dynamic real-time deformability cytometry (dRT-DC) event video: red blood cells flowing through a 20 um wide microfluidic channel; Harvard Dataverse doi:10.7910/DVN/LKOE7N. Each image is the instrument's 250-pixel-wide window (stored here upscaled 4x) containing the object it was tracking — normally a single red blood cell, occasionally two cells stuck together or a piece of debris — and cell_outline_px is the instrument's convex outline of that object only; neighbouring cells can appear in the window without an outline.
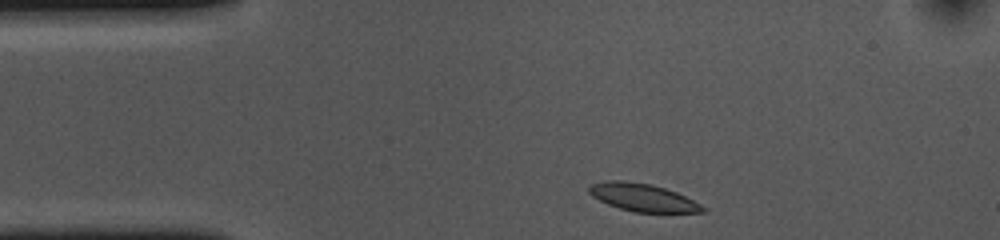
{"species": "common noctule bat (a hibernating species)", "species_latin": "Nyctalus noctula", "temperature_condition": "cold", "stored_images_in_passage": 35, "camera_frame_rate_fps": 3000, "um_per_image_px": 0.085, "animal": {"sex": "female", "body_mass_g": 10.0, "forearm_length_mm": 53.1}, "frame": {"image": 1, "passage_image": 1, "time_ms": 0.0, "image_size_px": [1000, 240], "cell_outline_px": [[708, 208], [704, 212], [636, 212], [620, 208], [608, 204], [592, 196], [588, 192], [588, 188], [592, 184], [608, 180], [624, 180], [652, 184], [676, 192]], "centroid_in_image_um": [54.63, 16.78], "position_along_channel_um": 30.4, "area_um2": 18.21}}
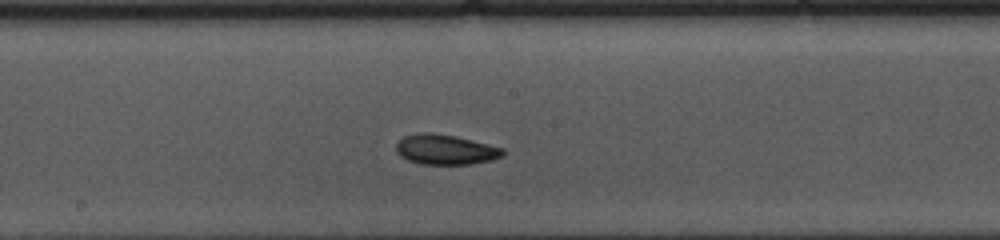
{"frame": {"image": 2, "passage_image": 19, "time_ms": 6.0, "image_size_px": [1000, 240], "cell_outline_px": [[504, 156], [492, 160], [468, 164], [420, 164], [408, 160], [400, 156], [396, 152], [396, 144], [404, 136], [424, 132], [432, 132], [456, 136], [504, 148]], "centroid_in_image_um": [37.87, 12.71], "position_along_channel_um": 210.3, "area_um2": 18.73}}
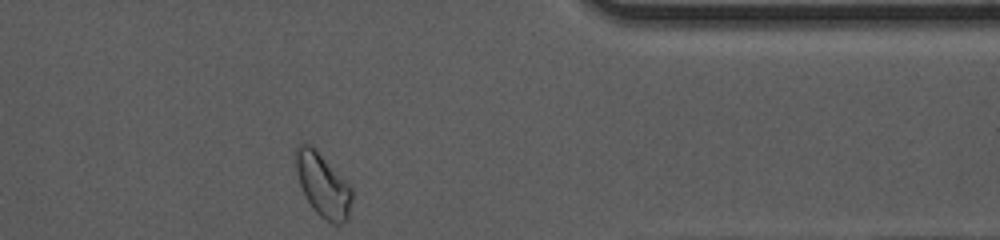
{"frame": {"image": 3, "passage_image": 35, "time_ms": 11.333, "image_size_px": [1000, 240], "cell_outline_px": [[352, 200], [348, 220], [344, 224], [332, 224], [320, 216], [312, 208], [300, 184], [296, 172], [296, 144], [300, 140], [304, 140], [316, 148], [352, 188]], "centroid_in_image_um": [27.44, 15.7], "position_along_channel_um": 384.0, "area_um2": 21.04}, "authors_computed_cell_mechanics": {"area_um2": 18.4382, "velocity_mm_per_s": 3.6265, "shape_relaxation_time_tau1_ms": 2.6259, "shape_relaxation_time_tau2_ms": 10.8496, "deformation_change_tau1": 0.0679, "deformation_change_tau2": 0.1403}}